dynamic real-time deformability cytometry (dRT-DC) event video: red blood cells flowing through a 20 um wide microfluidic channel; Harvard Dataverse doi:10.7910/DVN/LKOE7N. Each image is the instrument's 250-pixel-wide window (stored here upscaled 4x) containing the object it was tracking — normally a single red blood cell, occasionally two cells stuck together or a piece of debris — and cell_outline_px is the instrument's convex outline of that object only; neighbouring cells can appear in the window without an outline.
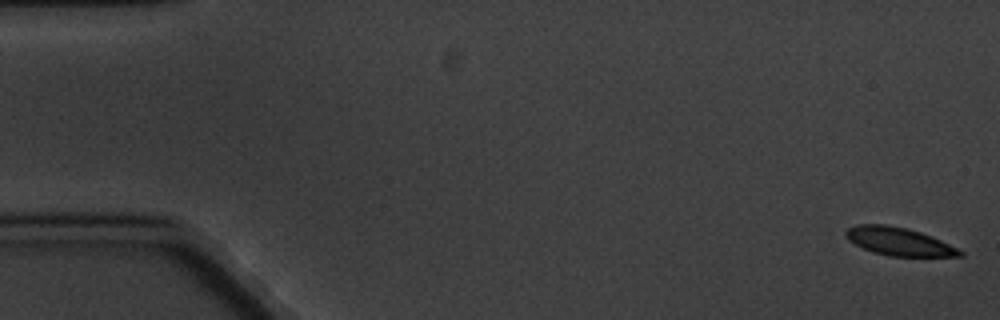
{"species": "common noctule bat (a hibernating species)", "species_latin": "Nyctalus noctula", "temperature_condition": "cold", "stored_images_in_passage": 5, "camera_frame_rate_fps": 3000, "um_per_image_px": 0.085, "animal": {"sex": "male", "body_mass_g": 20.1, "forearm_length_mm": 53.5}, "frame": {"image": 1, "passage_image": 1, "time_ms": 0.0, "image_size_px": [1000, 320], "cell_outline_px": [[964, 256], [888, 256], [872, 252], [848, 240], [844, 236], [844, 232], [848, 228], [860, 224], [884, 224], [904, 228], [920, 232], [932, 236], [964, 252]], "centroid_in_image_um": [76.37, 20.53], "position_along_channel_um": 8.6, "area_um2": 18.44}}